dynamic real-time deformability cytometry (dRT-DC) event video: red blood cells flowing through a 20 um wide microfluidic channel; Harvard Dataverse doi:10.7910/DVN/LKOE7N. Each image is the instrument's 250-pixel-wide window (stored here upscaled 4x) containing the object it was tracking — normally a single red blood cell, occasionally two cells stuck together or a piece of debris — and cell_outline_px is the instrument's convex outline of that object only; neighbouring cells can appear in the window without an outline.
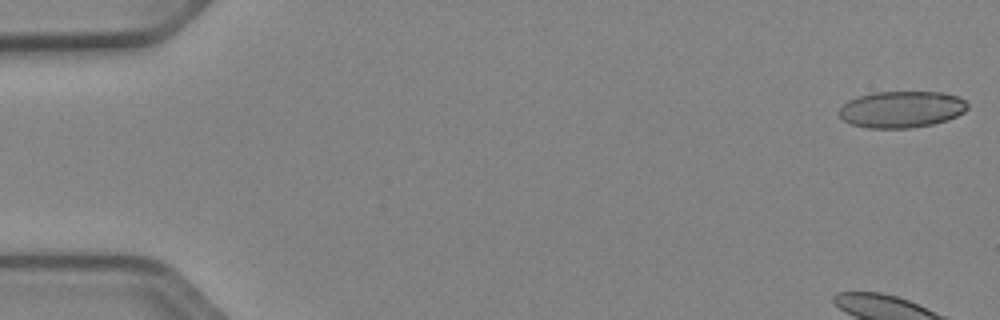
{"species": "Egyptian fruit bat (a non-hibernating species)", "species_latin": "Rousettus aegyptiacus", "temperature_condition": "cold", "stored_images_in_passage": 54, "camera_frame_rate_fps": 3000, "um_per_image_px": 0.085, "animal": {"sex": "female"}, "frame": {"image": 1, "passage_image": 1, "time_ms": 0.0, "image_size_px": [1000, 320], "cell_outline_px": [[968, 108], [964, 112], [956, 116], [932, 124], [912, 128], [868, 128], [852, 124], [844, 120], [840, 116], [840, 108], [848, 100], [856, 96], [872, 92], [944, 92], [960, 96], [968, 104]], "centroid_in_image_um": [76.64, 9.28], "position_along_channel_um": 8.4, "area_um2": 27.46}}